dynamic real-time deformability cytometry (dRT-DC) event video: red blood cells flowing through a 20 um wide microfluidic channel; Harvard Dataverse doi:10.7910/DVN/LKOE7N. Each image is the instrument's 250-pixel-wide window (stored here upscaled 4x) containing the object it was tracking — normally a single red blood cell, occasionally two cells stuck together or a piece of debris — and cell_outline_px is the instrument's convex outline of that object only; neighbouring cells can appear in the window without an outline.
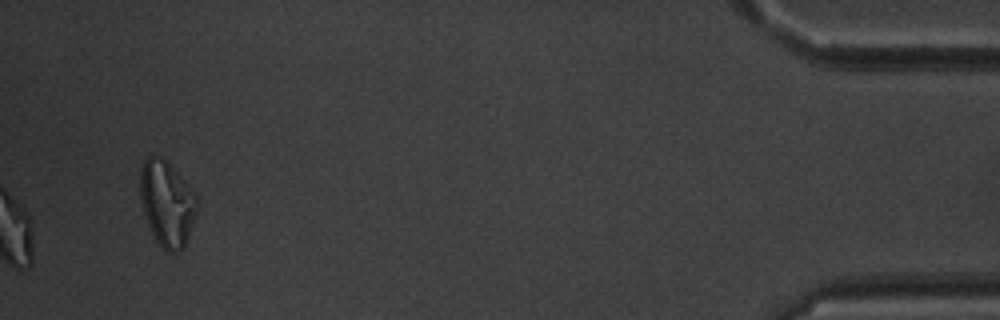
{"species": "common noctule bat (a hibernating species)", "species_latin": "Nyctalus noctula", "temperature_condition": "warm", "stored_images_in_passage": 36, "segment_of_instrument_passage": [2, 2], "camera_frame_rate_fps": 3000, "um_per_image_px": 0.085, "animal": {"sex": "male", "body_mass_g": 20.1, "forearm_length_mm": 53.5}, "frame": {"image": 1, "passage_image": 36, "time_ms": 11.667, "image_size_px": [1000, 320], "cell_outline_px": [[200, 200], [196, 216], [184, 248], [180, 252], [168, 252], [156, 240], [148, 224], [140, 200], [140, 172], [144, 160], [148, 156], [152, 156], [168, 160]], "centroid_in_image_um": [14.22, 17.29], "position_along_channel_um": 421.0, "area_um2": 28.44}}